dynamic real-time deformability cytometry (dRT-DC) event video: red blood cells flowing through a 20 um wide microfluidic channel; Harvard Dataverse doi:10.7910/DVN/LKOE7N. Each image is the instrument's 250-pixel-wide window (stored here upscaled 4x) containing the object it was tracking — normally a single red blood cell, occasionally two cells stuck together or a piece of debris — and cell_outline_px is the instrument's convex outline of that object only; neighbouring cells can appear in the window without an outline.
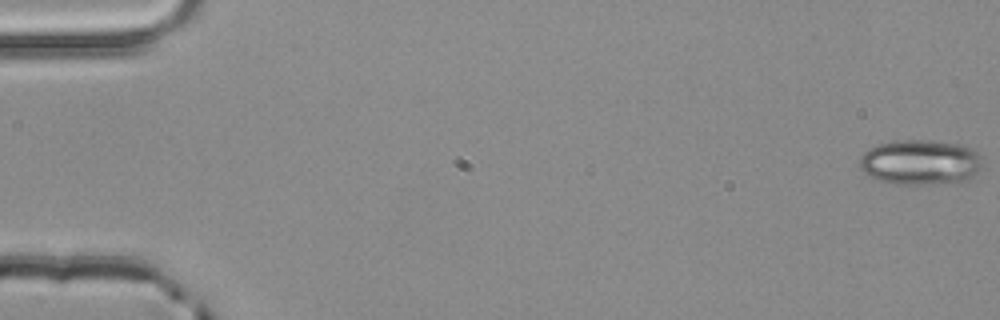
{"species": "common noctule bat (a hibernating species)", "species_latin": "Nyctalus noctula", "temperature_condition": "room temperature", "stored_images_in_passage": 4, "camera_frame_rate_fps": 3000, "um_per_image_px": 0.085, "animal": {"sex": "male", "body_mass_g": 20.4}, "frame": {"image": 1, "passage_image": 1, "time_ms": 0.0, "image_size_px": [1000, 320], "cell_outline_px": [[980, 168], [976, 180], [956, 184], [896, 184], [876, 180], [868, 176], [860, 168], [860, 156], [868, 148], [876, 144], [896, 140], [928, 140], [960, 144], [972, 148], [980, 156]], "centroid_in_image_um": [78.26, 13.82], "position_along_channel_um": 6.7, "area_um2": 33.23}}